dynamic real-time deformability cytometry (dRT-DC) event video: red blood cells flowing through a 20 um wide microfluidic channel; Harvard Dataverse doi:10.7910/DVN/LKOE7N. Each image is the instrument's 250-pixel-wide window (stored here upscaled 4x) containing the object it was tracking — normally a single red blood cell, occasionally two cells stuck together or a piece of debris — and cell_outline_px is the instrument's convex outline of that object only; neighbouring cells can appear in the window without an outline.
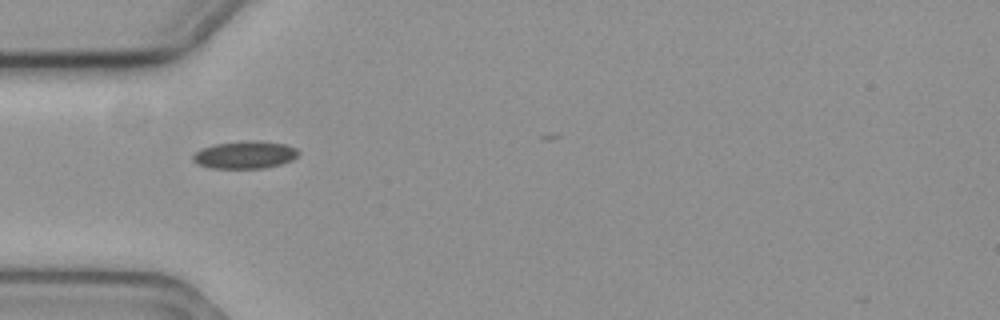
{"species": "common noctule bat (a hibernating species)", "species_latin": "Nyctalus noctula", "temperature_condition": "cold", "stored_images_in_passage": 5, "camera_frame_rate_fps": 3000, "um_per_image_px": 0.085, "animal": {"sex": "female", "body_mass_g": 19.3, "forearm_length_mm": 54.1}, "frame": {"image": 1, "passage_image": 1, "time_ms": 0.0, "image_size_px": [1000, 320], "cell_outline_px": [[300, 152], [292, 160], [280, 164], [264, 168], [208, 168], [196, 164], [192, 160], [192, 156], [200, 148], [216, 144], [248, 140], [252, 140], [284, 144], [296, 148]], "centroid_in_image_um": [20.78, 13.16], "position_along_channel_um": 64.2, "area_um2": 16.94}}
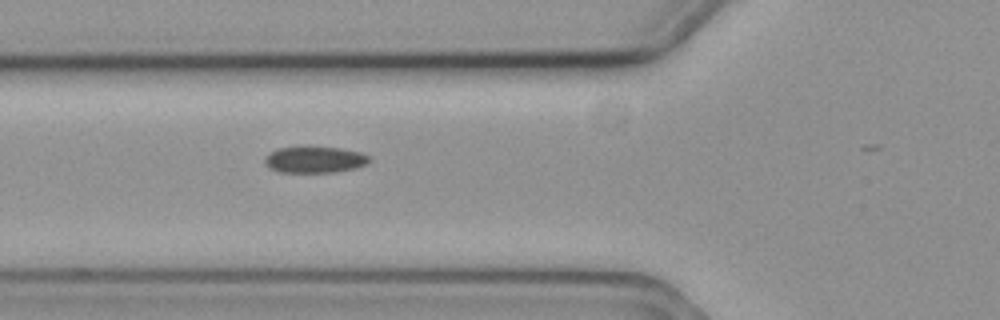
{"frame": {"image": 2, "passage_image": 4, "time_ms": 1.0, "image_size_px": [1000, 320], "cell_outline_px": [[372, 160], [368, 164], [356, 168], [336, 172], [280, 172], [268, 168], [264, 164], [264, 156], [280, 148], [304, 144], [308, 144], [340, 148], [360, 152], [368, 156]], "centroid_in_image_um": [26.74, 13.53], "position_along_channel_um": 99.1, "area_um2": 16.82}}